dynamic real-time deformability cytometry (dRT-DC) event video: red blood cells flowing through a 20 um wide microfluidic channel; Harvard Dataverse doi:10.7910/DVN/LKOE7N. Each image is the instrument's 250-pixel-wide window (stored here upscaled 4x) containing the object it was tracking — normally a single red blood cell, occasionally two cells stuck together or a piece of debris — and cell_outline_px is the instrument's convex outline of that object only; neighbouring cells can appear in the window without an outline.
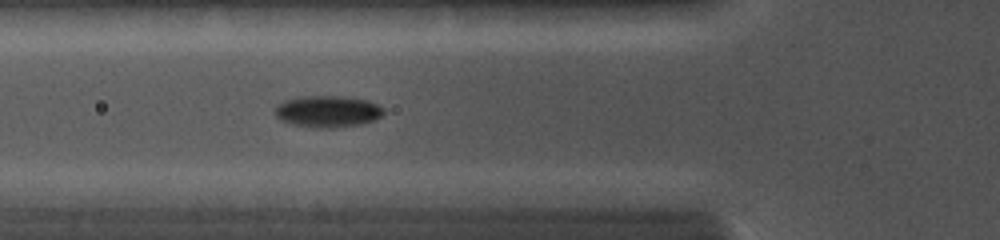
{"species": "common noctule bat (a hibernating species)", "species_latin": "Nyctalus noctula", "temperature_condition": "cold", "stored_images_in_passage": 30, "camera_frame_rate_fps": 5000, "um_per_image_px": 0.085, "animal": {"sex": "female", "body_mass_g": 19.0, "forearm_length_mm": 56.7}, "frame": {"image": 1, "passage_image": 2, "time_ms": 0.6, "image_size_px": [1000, 240], "cell_outline_px": [[384, 112], [380, 116], [364, 124], [332, 128], [316, 128], [292, 124], [280, 120], [276, 116], [276, 104], [284, 100], [296, 96], [344, 96], [368, 100], [384, 108]], "centroid_in_image_um": [27.83, 9.46], "position_along_channel_um": 98.0, "area_um2": 20.23}}
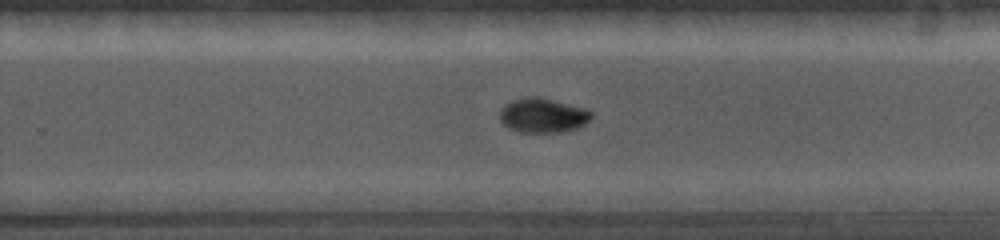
{"frame": {"image": 2, "passage_image": 11, "time_ms": 4.8, "image_size_px": [1000, 240], "cell_outline_px": [[592, 116], [580, 128], [564, 132], [520, 132], [508, 128], [500, 120], [500, 108], [504, 104], [512, 100], [528, 96], [540, 96], [584, 108], [592, 112]], "centroid_in_image_um": [46.12, 9.8], "position_along_channel_um": 283.7, "area_um2": 18.61}}
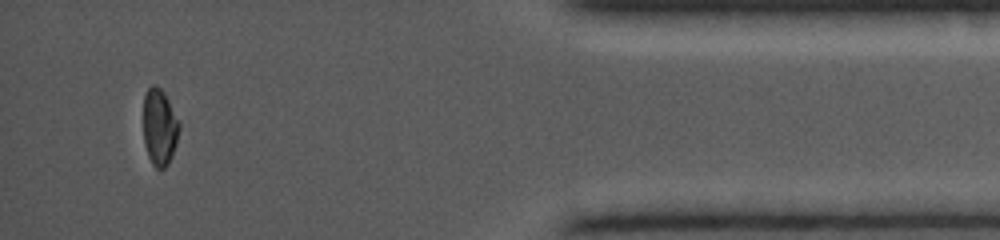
{"frame": {"image": 3, "passage_image": 26, "time_ms": 8.8, "image_size_px": [1000, 240], "cell_outline_px": [[180, 128], [176, 144], [172, 156], [168, 164], [164, 168], [156, 168], [152, 164], [148, 156], [144, 144], [144, 96], [148, 88], [152, 84], [156, 84], [164, 92], [180, 120]], "centroid_in_image_um": [13.58, 10.79], "position_along_channel_um": 421.6, "area_um2": 16.24}}